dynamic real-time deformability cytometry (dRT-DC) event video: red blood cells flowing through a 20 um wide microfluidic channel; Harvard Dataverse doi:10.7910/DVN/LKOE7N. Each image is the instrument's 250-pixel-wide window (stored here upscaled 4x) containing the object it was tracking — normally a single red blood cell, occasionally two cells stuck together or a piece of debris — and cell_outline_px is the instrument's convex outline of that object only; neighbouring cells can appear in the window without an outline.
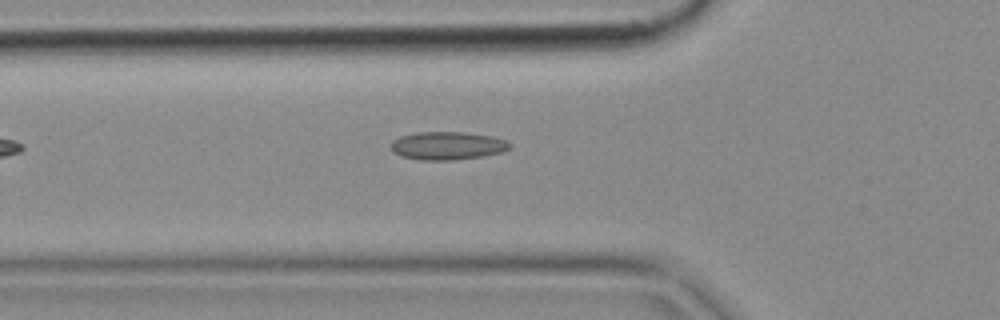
{"species": "common noctule bat (a hibernating species)", "species_latin": "Nyctalus noctula", "temperature_condition": "cold", "stored_images_in_passage": 2, "camera_frame_rate_fps": 3000, "um_per_image_px": 0.085, "animal": {"sex": "female", "body_mass_g": 18.4}, "frame": {"image": 1, "passage_image": 2, "time_ms": 0.333, "image_size_px": [1000, 320], "cell_outline_px": [[512, 148], [504, 152], [484, 156], [452, 160], [420, 160], [400, 156], [392, 152], [392, 140], [400, 136], [416, 132], [464, 132], [492, 136], [508, 140], [512, 144]], "centroid_in_image_um": [38.08, 12.38], "position_along_channel_um": 87.7, "area_um2": 19.77}}